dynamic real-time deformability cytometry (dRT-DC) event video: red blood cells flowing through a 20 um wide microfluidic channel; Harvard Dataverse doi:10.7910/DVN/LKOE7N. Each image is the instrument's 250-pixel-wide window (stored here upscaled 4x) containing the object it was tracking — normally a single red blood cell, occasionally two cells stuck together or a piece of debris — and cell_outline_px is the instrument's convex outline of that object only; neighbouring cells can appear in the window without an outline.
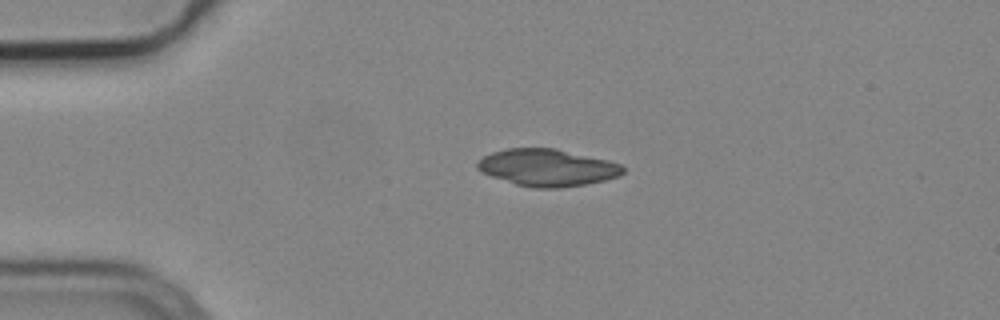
{"species": "common noctule bat (a hibernating species)", "species_latin": "Nyctalus noctula", "temperature_condition": "cold", "stored_images_in_passage": 39, "camera_frame_rate_fps": 3000, "um_per_image_px": 0.085, "animal": {"sex": "male", "body_mass_g": 19.2, "forearm_length_mm": 51.8}, "frame": {"image": 1, "passage_image": 1, "time_ms": 0.0, "image_size_px": [1000, 320], "cell_outline_px": [[624, 172], [620, 176], [604, 180], [584, 184], [560, 188], [536, 188], [516, 184], [492, 176], [476, 168], [476, 160], [492, 152], [508, 148], [556, 148], [608, 160], [620, 164], [624, 168]], "centroid_in_image_um": [46.52, 14.24], "position_along_channel_um": 38.5, "area_um2": 31.33}}